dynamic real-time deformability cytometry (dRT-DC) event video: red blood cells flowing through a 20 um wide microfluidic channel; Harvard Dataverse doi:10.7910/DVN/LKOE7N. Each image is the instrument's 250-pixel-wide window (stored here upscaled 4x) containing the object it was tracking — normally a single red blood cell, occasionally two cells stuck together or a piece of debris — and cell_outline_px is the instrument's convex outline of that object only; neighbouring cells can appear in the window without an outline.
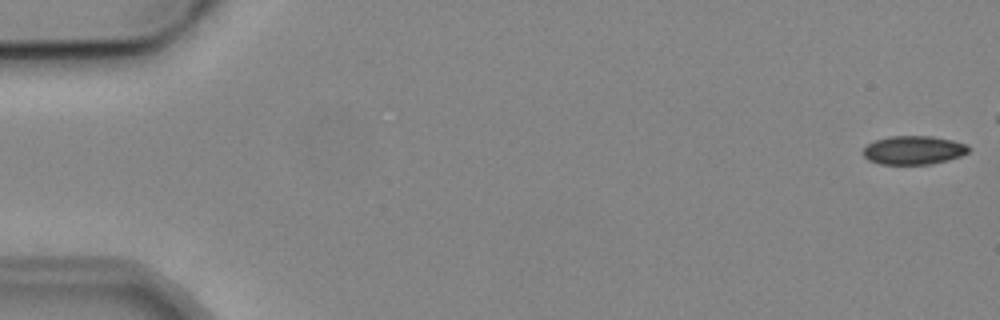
{"species": "common noctule bat (a hibernating species)", "species_latin": "Nyctalus noctula", "temperature_condition": "cold", "stored_images_in_passage": 6, "camera_frame_rate_fps": 3000, "um_per_image_px": 0.085, "animal": {"sex": "male", "body_mass_g": 19.2, "forearm_length_mm": 51.8}, "frame": {"image": 1, "passage_image": 1, "time_ms": 0.0, "image_size_px": [1000, 320], "cell_outline_px": [[972, 148], [968, 152], [960, 156], [948, 160], [932, 164], [880, 164], [868, 160], [864, 156], [864, 148], [868, 144], [876, 140], [888, 136], [932, 136], [952, 140], [968, 144]], "centroid_in_image_um": [77.69, 12.76], "position_along_channel_um": 7.3, "area_um2": 17.69}}